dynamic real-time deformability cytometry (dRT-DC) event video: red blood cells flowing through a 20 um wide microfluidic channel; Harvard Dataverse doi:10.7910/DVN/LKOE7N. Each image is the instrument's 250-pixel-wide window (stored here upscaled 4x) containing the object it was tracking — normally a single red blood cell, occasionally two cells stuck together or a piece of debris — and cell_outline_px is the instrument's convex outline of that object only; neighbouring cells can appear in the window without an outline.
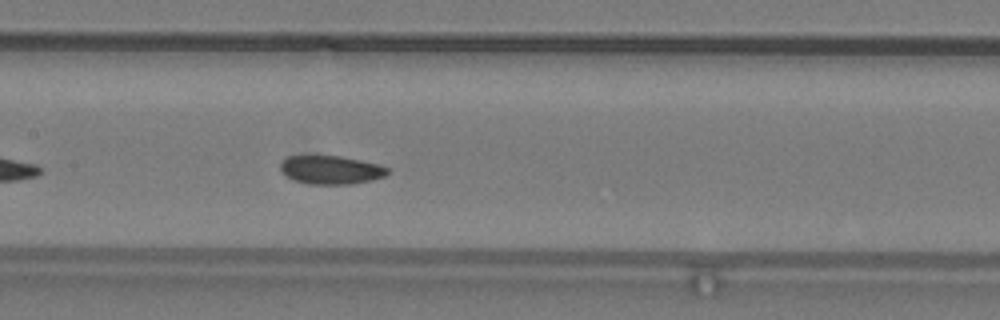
{"species": "common noctule bat (a hibernating species)", "species_latin": "Nyctalus noctula", "temperature_condition": "warm", "stored_images_in_passage": 28, "camera_frame_rate_fps": 3000, "um_per_image_px": 0.085, "animal": {"sex": "male", "body_mass_g": 19.2, "forearm_length_mm": 51.8}, "frame": {"image": 1, "passage_image": 12, "time_ms": 3.667, "image_size_px": [1000, 320], "cell_outline_px": [[388, 172], [384, 176], [372, 180], [352, 184], [308, 184], [292, 180], [280, 168], [280, 164], [288, 156], [340, 156], [380, 164], [388, 168]], "centroid_in_image_um": [28.14, 14.44], "position_along_channel_um": 179.3, "area_um2": 17.69}, "authors_computed_cell_mechanics": {"area_um2": 18.1781, "velocity_mm_per_s": 3.9694, "shape_relaxation_time_tau1_ms": 2.6554, "shape_relaxation_time_tau2_ms": 2.5608, "deformation_change_tau1": 0.0897, "deformation_change_tau2": 0.0774}}